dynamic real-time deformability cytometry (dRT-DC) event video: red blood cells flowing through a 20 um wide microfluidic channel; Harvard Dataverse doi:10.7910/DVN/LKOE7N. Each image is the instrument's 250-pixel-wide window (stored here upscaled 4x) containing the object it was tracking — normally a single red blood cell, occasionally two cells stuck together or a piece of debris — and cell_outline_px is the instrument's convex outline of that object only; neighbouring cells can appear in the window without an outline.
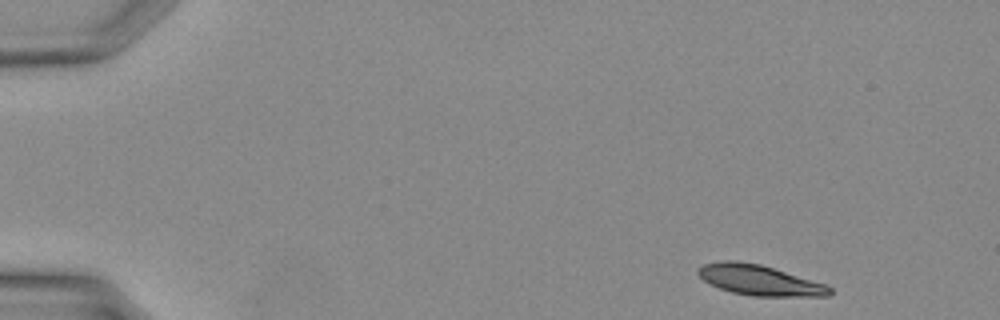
{"species": "Egyptian fruit bat (a non-hibernating species)", "species_latin": "Rousettus aegyptiacus", "temperature_condition": "warm", "stored_images_in_passage": 34, "camera_frame_rate_fps": 3000, "um_per_image_px": 0.085, "animal": {"sex": "female"}, "frame": {"image": 1, "passage_image": 1, "time_ms": 0.0, "image_size_px": [1000, 320], "cell_outline_px": [[832, 292], [828, 296], [752, 296], [732, 292], [720, 288], [704, 280], [696, 272], [696, 268], [704, 264], [720, 260], [736, 260], [760, 264], [824, 284], [832, 288]], "centroid_in_image_um": [64.51, 23.8], "position_along_channel_um": 20.5, "area_um2": 23.06}}
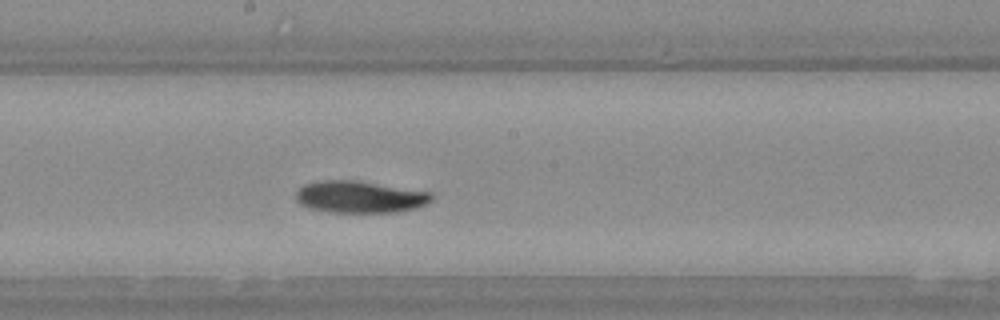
{"frame": {"image": 2, "passage_image": 18, "time_ms": 5.667, "image_size_px": [1000, 320], "cell_outline_px": [[432, 200], [428, 204], [416, 208], [396, 212], [328, 212], [308, 208], [300, 204], [296, 200], [296, 192], [304, 184], [320, 180], [356, 180], [432, 192]], "centroid_in_image_um": [30.58, 16.73], "position_along_channel_um": 217.6, "area_um2": 25.43}}
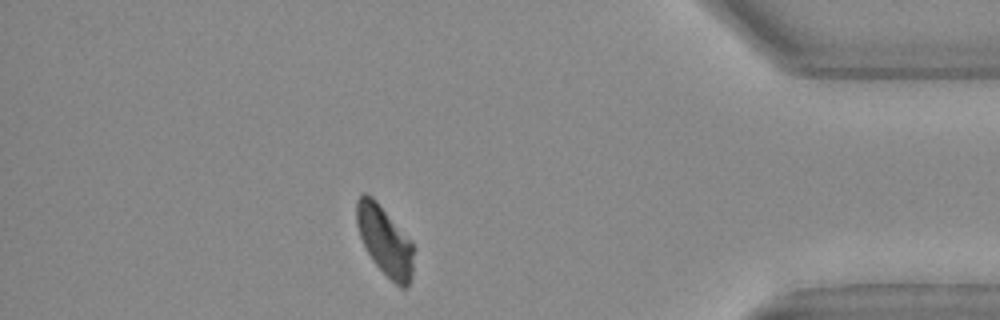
{"frame": {"image": 3, "passage_image": 30, "time_ms": 9.667, "image_size_px": [1000, 320], "cell_outline_px": [[416, 248], [412, 276], [408, 288], [400, 288], [372, 260], [360, 236], [356, 224], [356, 200], [364, 192], [372, 196], [376, 200], [412, 240]], "centroid_in_image_um": [32.75, 20.46], "position_along_channel_um": 402.4, "area_um2": 23.41}}